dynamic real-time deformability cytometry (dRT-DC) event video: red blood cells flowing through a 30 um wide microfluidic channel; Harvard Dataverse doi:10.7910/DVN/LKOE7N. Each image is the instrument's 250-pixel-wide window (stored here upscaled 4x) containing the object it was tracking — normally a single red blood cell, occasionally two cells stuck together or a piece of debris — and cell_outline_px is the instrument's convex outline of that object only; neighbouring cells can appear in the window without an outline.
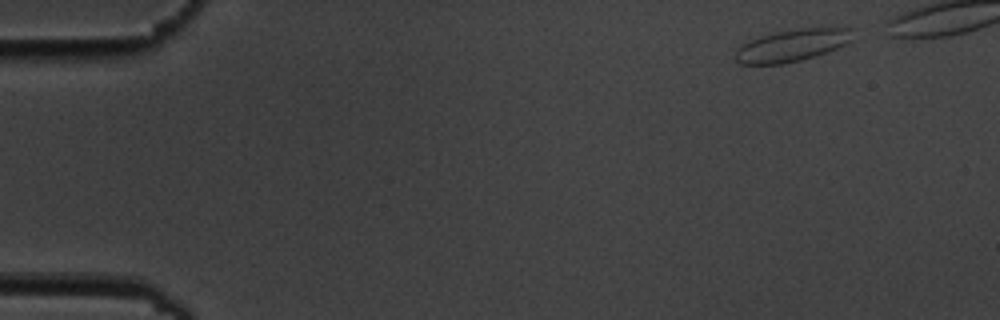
{"species": "common noctule bat (a hibernating species)", "species_latin": "Nyctalus noctula", "temperature_condition": "cold", "stored_images_in_passage": 6, "camera_frame_rate_fps": 3000, "um_per_image_px": 0.085, "animal": {"sex": "male", "body_mass_g": 19.5, "forearm_length_mm": 54.6}, "frame": {"image": 1, "passage_image": 1, "time_ms": 0.0, "image_size_px": [1000, 320], "cell_outline_px": [[856, 40], [848, 44], [800, 60], [784, 64], [740, 64], [736, 60], [736, 52], [744, 44], [760, 36], [776, 32], [800, 28], [852, 28]], "centroid_in_image_um": [67.41, 3.85], "position_along_channel_um": 17.6, "area_um2": 21.73}}
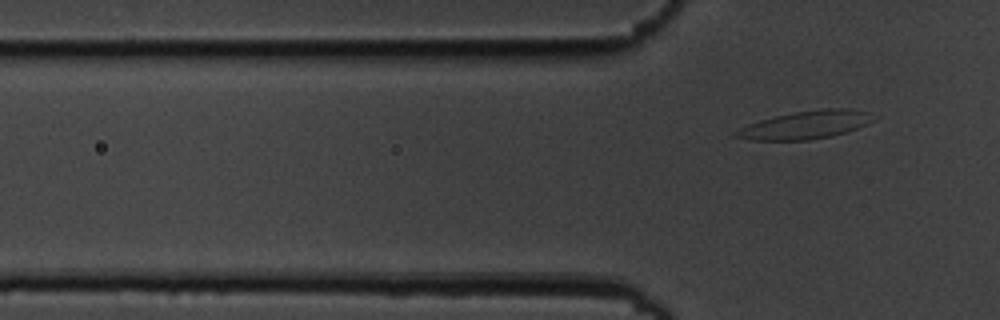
{"frame": {"image": 2, "passage_image": 6, "time_ms": 6.333, "image_size_px": [1000, 320], "cell_outline_px": [[872, 120], [868, 124], [832, 136], [808, 140], [752, 140], [732, 136], [732, 132], [748, 124], [760, 120], [776, 116], [796, 112], [824, 108], [844, 108], [868, 112]], "centroid_in_image_um": [68.41, 10.62], "position_along_channel_um": 57.4, "area_um2": 22.08}}